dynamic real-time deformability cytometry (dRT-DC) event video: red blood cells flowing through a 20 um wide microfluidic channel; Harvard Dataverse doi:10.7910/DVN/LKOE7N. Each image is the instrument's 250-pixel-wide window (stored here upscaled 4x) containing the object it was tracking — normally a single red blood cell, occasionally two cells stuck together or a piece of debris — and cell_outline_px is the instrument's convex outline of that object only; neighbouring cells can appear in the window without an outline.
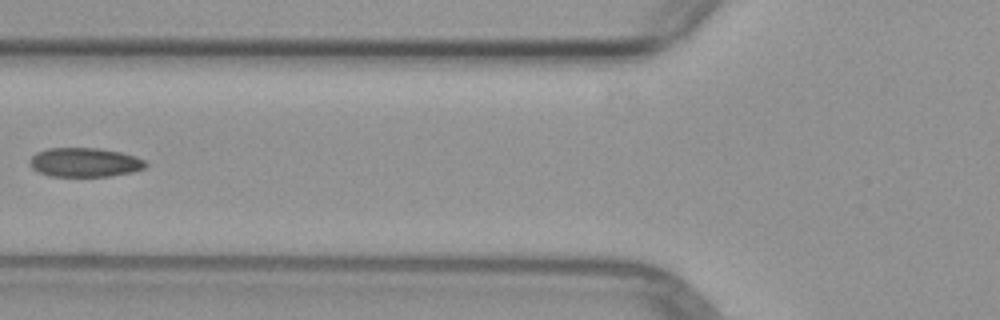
{"species": "common noctule bat (a hibernating species)", "species_latin": "Nyctalus noctula", "temperature_condition": "warm", "stored_images_in_passage": 6, "camera_frame_rate_fps": 3000, "um_per_image_px": 0.085, "animal": {"sex": "female", "body_mass_g": 29.2, "forearm_length_mm": 56.3}, "frame": {"image": 1, "passage_image": 6, "time_ms": 6.0, "image_size_px": [1000, 320], "cell_outline_px": [[148, 164], [144, 168], [132, 172], [108, 176], [48, 176], [32, 168], [28, 164], [28, 160], [36, 152], [48, 148], [96, 148], [120, 152], [136, 156], [144, 160]], "centroid_in_image_um": [7.17, 13.8], "position_along_channel_um": 118.6, "area_um2": 19.71}}